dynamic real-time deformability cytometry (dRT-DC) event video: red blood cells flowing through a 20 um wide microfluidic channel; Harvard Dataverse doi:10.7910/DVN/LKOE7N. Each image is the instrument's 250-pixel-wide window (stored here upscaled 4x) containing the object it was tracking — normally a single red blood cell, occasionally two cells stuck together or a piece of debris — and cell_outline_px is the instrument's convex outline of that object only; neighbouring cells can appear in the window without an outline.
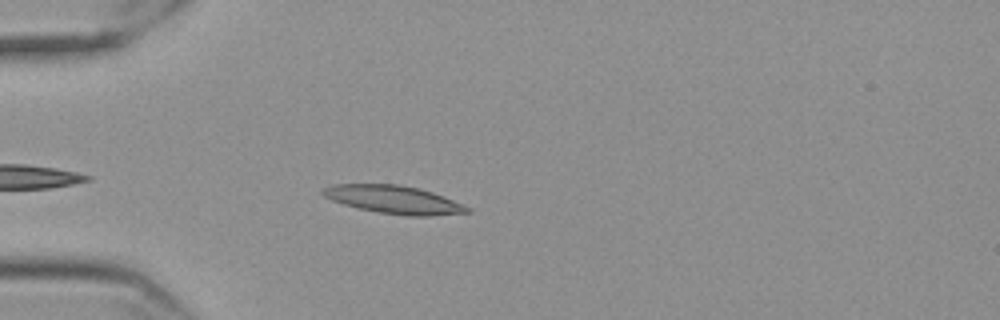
{"species": "Egyptian fruit bat (a non-hibernating species)", "species_latin": "Rousettus aegyptiacus", "temperature_condition": "cold", "stored_images_in_passage": 39, "camera_frame_rate_fps": 3000, "um_per_image_px": 0.085, "frame": {"image": 1, "passage_image": 1, "time_ms": 0.0, "image_size_px": [1000, 320], "cell_outline_px": [[472, 212], [428, 216], [408, 216], [380, 212], [360, 208], [344, 204], [332, 200], [324, 196], [320, 192], [324, 188], [332, 184], [400, 184], [420, 188], [432, 192], [464, 204], [472, 208]], "centroid_in_image_um": [33.52, 16.96], "position_along_channel_um": 51.5, "area_um2": 23.58}}
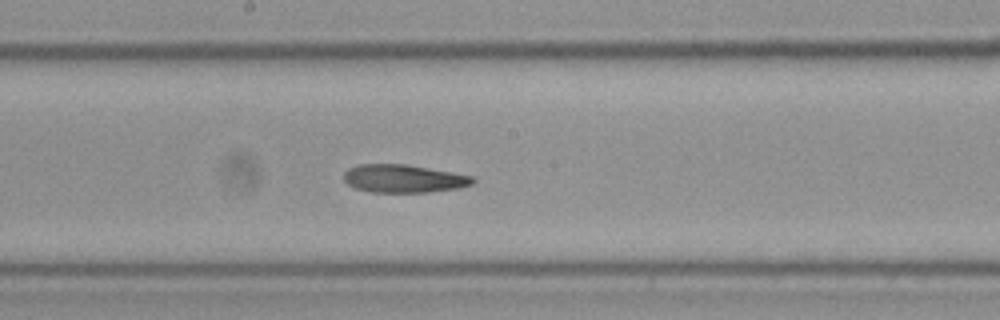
{"frame": {"image": 2, "passage_image": 16, "time_ms": 5.0, "image_size_px": [1000, 320], "cell_outline_px": [[476, 180], [472, 184], [456, 188], [428, 192], [372, 192], [356, 188], [348, 184], [344, 180], [344, 172], [348, 168], [356, 164], [408, 164], [452, 172], [472, 176]], "centroid_in_image_um": [34.28, 15.17], "position_along_channel_um": 213.9, "area_um2": 21.04}}
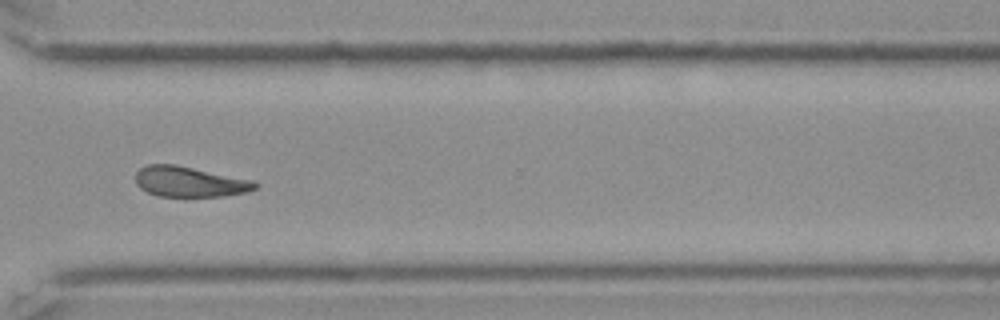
{"frame": {"image": 3, "passage_image": 28, "time_ms": 9.0, "image_size_px": [1000, 320], "cell_outline_px": [[260, 184], [256, 188], [248, 192], [224, 196], [160, 196], [148, 192], [140, 188], [136, 184], [136, 172], [140, 168], [148, 164], [176, 164], [252, 180]], "centroid_in_image_um": [16.12, 15.44], "position_along_channel_um": 354.5, "area_um2": 21.15}, "authors_computed_cell_mechanics": {"area_um2": 21.3282, "velocity_mm_per_s": 3.5192, "shape_relaxation_time_tau1_ms": 5.2149, "shape_relaxation_time_tau2_ms": 9.2296, "deformation_change_tau1": 0.1502, "deformation_change_tau2": 0.1718}}